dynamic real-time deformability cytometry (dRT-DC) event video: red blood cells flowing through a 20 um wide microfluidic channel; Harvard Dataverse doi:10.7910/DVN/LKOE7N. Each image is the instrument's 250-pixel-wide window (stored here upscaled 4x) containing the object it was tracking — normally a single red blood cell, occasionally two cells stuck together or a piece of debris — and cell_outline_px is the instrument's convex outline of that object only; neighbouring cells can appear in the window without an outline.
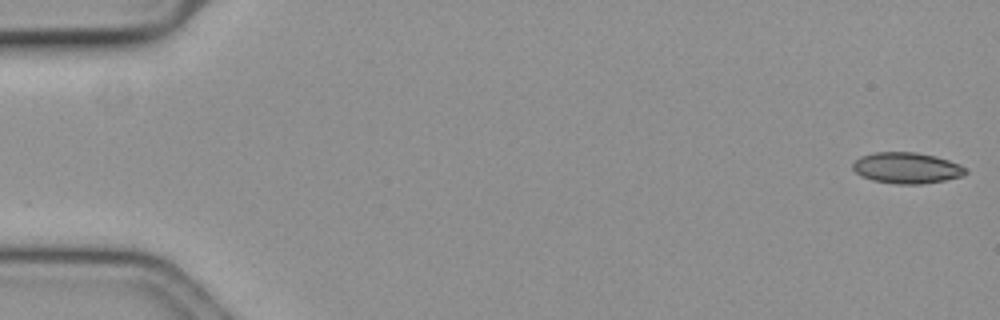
{"species": "common noctule bat (a hibernating species)", "species_latin": "Nyctalus noctula", "temperature_condition": "cold", "stored_images_in_passage": 58, "camera_frame_rate_fps": 3000, "um_per_image_px": 0.085, "animal": {"sex": "female", "body_mass_g": 19.3, "forearm_length_mm": 54.1}, "frame": {"image": 1, "passage_image": 1, "time_ms": 0.0, "image_size_px": [1000, 320], "cell_outline_px": [[968, 172], [964, 176], [944, 180], [920, 184], [900, 184], [872, 180], [860, 176], [852, 168], [852, 164], [860, 156], [872, 152], [916, 152], [936, 156], [960, 164], [968, 168]], "centroid_in_image_um": [77.09, 14.27], "position_along_channel_um": 7.9, "area_um2": 20.58}}
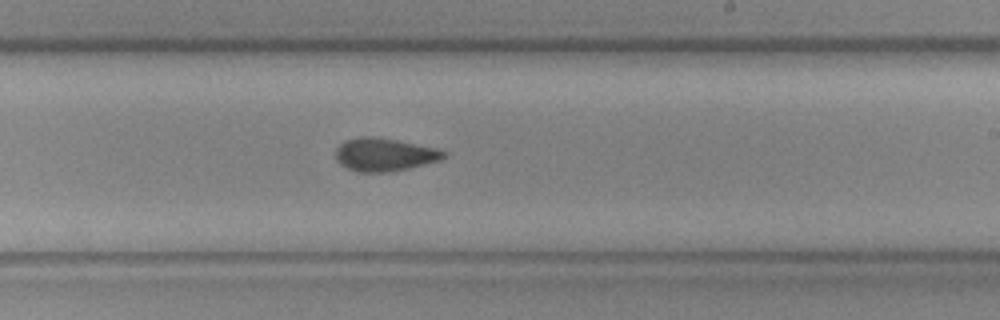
{"frame": {"image": 2, "passage_image": 35, "time_ms": 11.333, "image_size_px": [1000, 320], "cell_outline_px": [[448, 156], [440, 160], [392, 172], [356, 172], [340, 164], [336, 160], [336, 148], [344, 140], [360, 136], [372, 136], [396, 140], [436, 148], [448, 152]], "centroid_in_image_um": [32.67, 13.14], "position_along_channel_um": 256.3, "area_um2": 20.92}}
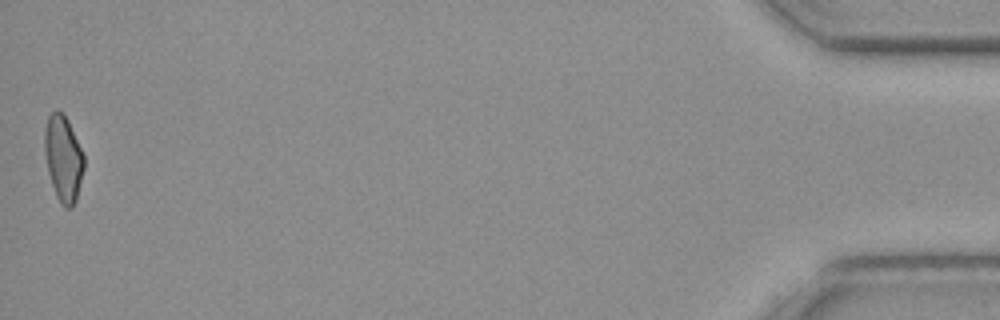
{"frame": {"image": 3, "passage_image": 58, "time_ms": 19.0, "image_size_px": [1000, 320], "cell_outline_px": [[84, 168], [76, 200], [72, 208], [64, 208], [60, 204], [56, 196], [48, 172], [44, 152], [44, 128], [48, 116], [56, 108], [68, 120], [84, 156]], "centroid_in_image_um": [5.36, 13.48], "position_along_channel_um": 429.8, "area_um2": 19.77}, "authors_computed_cell_mechanics": {"area_um2": 20.5479, "velocity_mm_per_s": 3.5744, "shape_relaxation_time_tau1_ms": 7.3888, "shape_relaxation_time_tau2_ms": 6.5822, "deformation_change_tau1": 0.1281, "deformation_change_tau2": 0.1047}}